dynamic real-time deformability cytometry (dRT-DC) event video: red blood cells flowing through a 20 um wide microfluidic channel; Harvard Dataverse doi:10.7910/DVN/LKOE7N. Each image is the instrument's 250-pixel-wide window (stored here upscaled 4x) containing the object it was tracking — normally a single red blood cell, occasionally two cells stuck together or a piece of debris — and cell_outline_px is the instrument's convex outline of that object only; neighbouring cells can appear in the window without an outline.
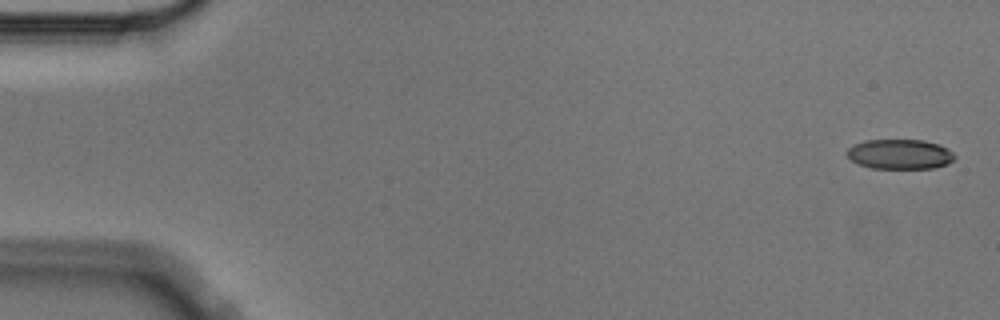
{"species": "Egyptian fruit bat (a non-hibernating species)", "species_latin": "Rousettus aegyptiacus", "temperature_condition": "cold", "stored_images_in_passage": 4, "camera_frame_rate_fps": 3000, "um_per_image_px": 0.085, "animal": {"sex": "male"}, "frame": {"image": 1, "passage_image": 1, "time_ms": 0.0, "image_size_px": [1000, 320], "cell_outline_px": [[956, 156], [948, 164], [932, 168], [872, 168], [860, 164], [852, 160], [848, 156], [848, 148], [864, 140], [924, 140], [940, 144], [948, 148]], "centroid_in_image_um": [76.53, 13.1], "position_along_channel_um": 8.5, "area_um2": 18.61}}
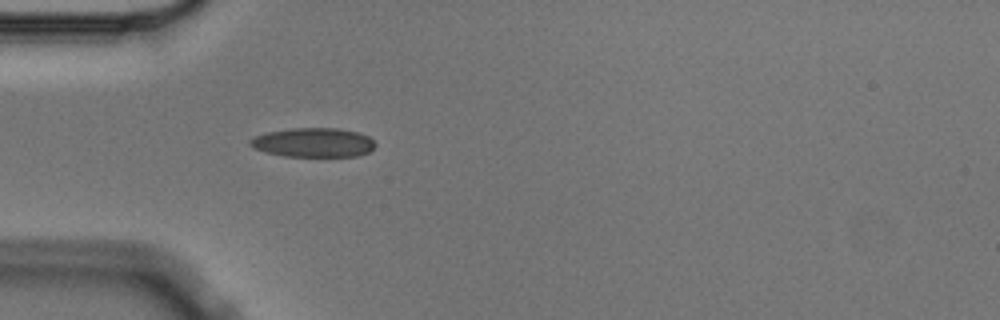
{"frame": {"image": 2, "passage_image": 4, "time_ms": 1.0, "image_size_px": [1000, 320], "cell_outline_px": [[376, 144], [368, 152], [356, 156], [284, 156], [264, 152], [252, 148], [248, 144], [248, 140], [252, 136], [268, 132], [292, 128], [336, 128], [360, 132], [368, 136]], "centroid_in_image_um": [26.58, 12.11], "position_along_channel_um": 58.4, "area_um2": 21.44}}